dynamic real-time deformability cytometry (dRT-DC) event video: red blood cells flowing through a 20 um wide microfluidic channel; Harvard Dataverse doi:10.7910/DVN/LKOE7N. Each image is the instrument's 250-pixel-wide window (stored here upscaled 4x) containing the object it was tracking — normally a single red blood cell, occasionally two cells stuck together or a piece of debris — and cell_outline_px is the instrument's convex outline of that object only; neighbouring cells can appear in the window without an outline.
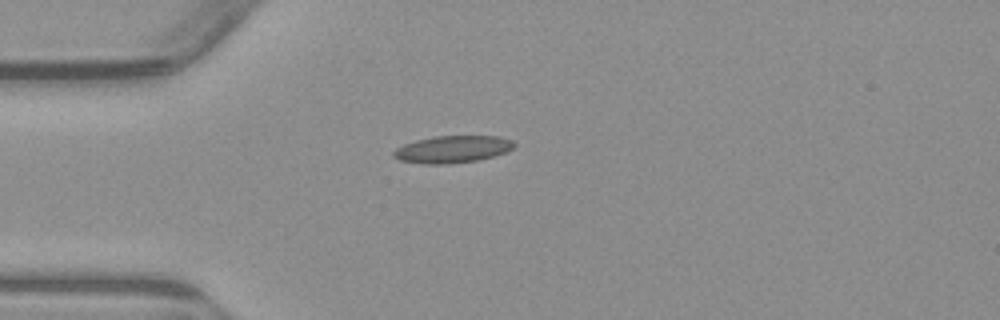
{"species": "common noctule bat (a hibernating species)", "species_latin": "Nyctalus noctula", "temperature_condition": "warm", "stored_images_in_passage": 1, "camera_frame_rate_fps": 3000, "um_per_image_px": 0.085, "animal": {"sex": "male", "body_mass_g": 23.1, "forearm_length_mm": 52.7}, "frame": {"image": 1, "passage_image": 1, "time_ms": 0.0, "image_size_px": [1000, 320], "cell_outline_px": [[516, 144], [508, 152], [480, 160], [448, 164], [424, 164], [400, 160], [392, 156], [392, 152], [396, 148], [404, 144], [416, 140], [432, 136], [500, 136], [512, 140]], "centroid_in_image_um": [38.47, 12.69], "position_along_channel_um": 46.5, "area_um2": 19.31}}